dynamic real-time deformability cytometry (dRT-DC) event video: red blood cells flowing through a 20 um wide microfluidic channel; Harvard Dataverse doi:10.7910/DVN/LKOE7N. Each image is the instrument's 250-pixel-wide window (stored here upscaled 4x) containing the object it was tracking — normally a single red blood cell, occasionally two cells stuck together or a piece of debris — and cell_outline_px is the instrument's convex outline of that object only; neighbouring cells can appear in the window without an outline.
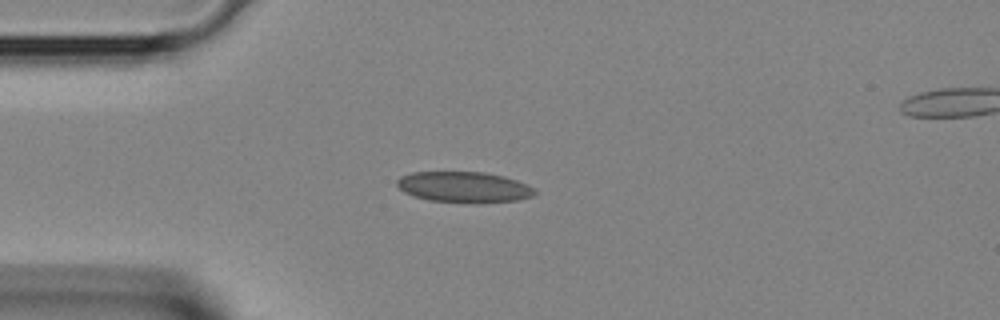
{"species": "Egyptian fruit bat (a non-hibernating species)", "species_latin": "Rousettus aegyptiacus", "temperature_condition": "room temperature", "stored_images_in_passage": 31, "camera_frame_rate_fps": 3000, "um_per_image_px": 0.085, "animal": {"sex": "female"}, "frame": {"image": 1, "passage_image": 1, "time_ms": 0.0, "image_size_px": [1000, 320], "cell_outline_px": [[536, 192], [532, 196], [516, 200], [428, 200], [404, 192], [396, 184], [396, 180], [400, 176], [412, 172], [484, 172], [504, 176], [528, 184], [536, 188]], "centroid_in_image_um": [39.41, 15.84], "position_along_channel_um": 45.6, "area_um2": 23.7}}
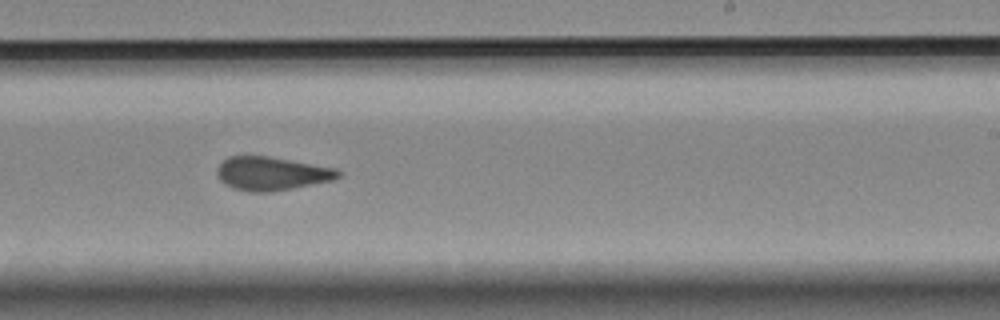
{"frame": {"image": 2, "passage_image": 15, "time_ms": 4.667, "image_size_px": [1000, 320], "cell_outline_px": [[340, 176], [332, 180], [292, 188], [268, 192], [248, 192], [232, 188], [224, 184], [220, 180], [216, 172], [216, 168], [228, 156], [268, 156], [336, 168], [340, 172]], "centroid_in_image_um": [23.04, 14.75], "position_along_channel_um": 266.0, "area_um2": 23.58}}
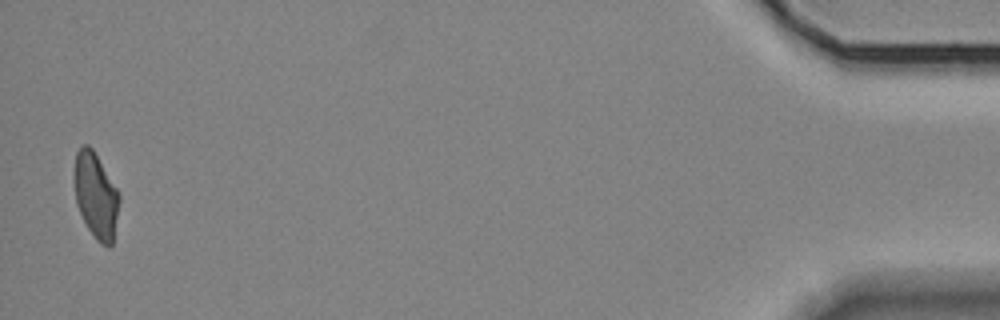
{"frame": {"image": 3, "passage_image": 30, "time_ms": 9.667, "image_size_px": [1000, 320], "cell_outline_px": [[120, 200], [112, 244], [108, 248], [100, 244], [96, 240], [88, 228], [76, 204], [72, 172], [76, 152], [84, 144], [88, 144], [92, 148], [120, 192]], "centroid_in_image_um": [8.13, 16.6], "position_along_channel_um": 427.1, "area_um2": 22.83}}